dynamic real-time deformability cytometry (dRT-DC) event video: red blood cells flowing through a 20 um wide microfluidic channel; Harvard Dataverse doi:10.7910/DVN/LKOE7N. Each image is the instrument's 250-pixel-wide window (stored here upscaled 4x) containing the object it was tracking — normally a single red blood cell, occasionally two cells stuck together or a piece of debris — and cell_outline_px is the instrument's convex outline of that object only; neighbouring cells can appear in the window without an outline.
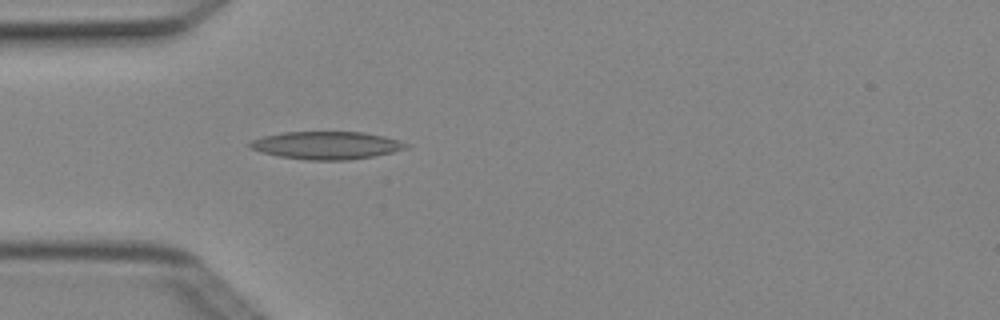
{"species": "Egyptian fruit bat (a non-hibernating species)", "species_latin": "Rousettus aegyptiacus", "temperature_condition": "cold", "stored_images_in_passage": 4, "camera_frame_rate_fps": 3000, "um_per_image_px": 0.085, "animal": {"sex": "female"}, "frame": {"image": 1, "passage_image": 4, "time_ms": 1.0, "image_size_px": [1000, 320], "cell_outline_px": [[412, 144], [408, 148], [392, 152], [372, 156], [348, 160], [308, 160], [280, 156], [260, 152], [252, 148], [248, 144], [252, 140], [264, 136], [284, 132], [364, 132], [384, 136]], "centroid_in_image_um": [27.79, 12.35], "position_along_channel_um": 57.2, "area_um2": 25.14}}